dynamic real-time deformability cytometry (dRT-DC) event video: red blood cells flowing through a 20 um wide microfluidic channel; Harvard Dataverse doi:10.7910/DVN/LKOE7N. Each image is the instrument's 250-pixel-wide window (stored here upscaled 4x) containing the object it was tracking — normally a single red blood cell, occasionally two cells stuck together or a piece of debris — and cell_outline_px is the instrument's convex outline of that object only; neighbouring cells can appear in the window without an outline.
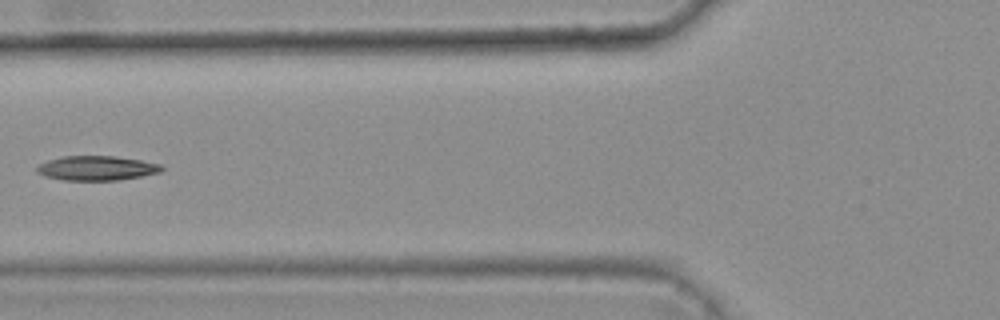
{"species": "common noctule bat (a hibernating species)", "species_latin": "Nyctalus noctula", "temperature_condition": "warm", "stored_images_in_passage": 4, "camera_frame_rate_fps": 3000, "um_per_image_px": 0.085, "animal": {"sex": "female", "body_mass_g": 25.1}, "frame": {"image": 1, "passage_image": 3, "time_ms": 0.667, "image_size_px": [1000, 320], "cell_outline_px": [[164, 168], [160, 172], [120, 180], [64, 180], [44, 176], [36, 172], [36, 168], [40, 164], [48, 160], [64, 156], [116, 156], [140, 160], [160, 164]], "centroid_in_image_um": [8.2, 14.29], "position_along_channel_um": 117.6, "area_um2": 17.74}}
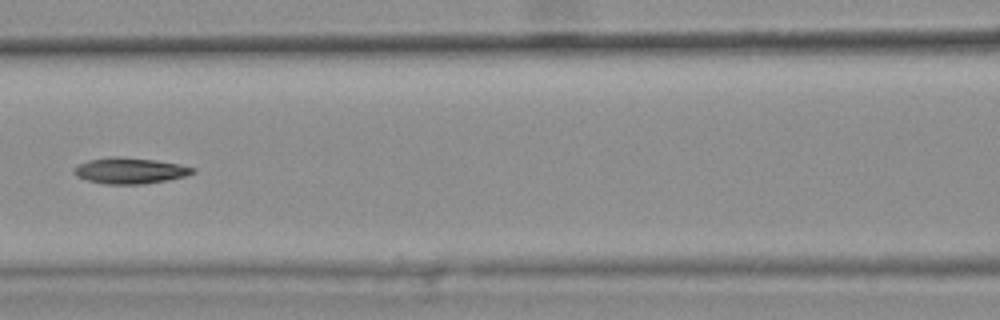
{"frame": {"image": 2, "passage_image": 4, "time_ms": 1.0, "image_size_px": [1000, 320], "cell_outline_px": [[196, 172], [184, 176], [168, 180], [144, 184], [104, 184], [88, 180], [76, 176], [72, 172], [72, 168], [88, 160], [108, 156], [116, 156], [156, 160], [180, 164], [196, 168]], "centroid_in_image_um": [11.04, 14.5], "position_along_channel_um": 155.6, "area_um2": 18.15}}